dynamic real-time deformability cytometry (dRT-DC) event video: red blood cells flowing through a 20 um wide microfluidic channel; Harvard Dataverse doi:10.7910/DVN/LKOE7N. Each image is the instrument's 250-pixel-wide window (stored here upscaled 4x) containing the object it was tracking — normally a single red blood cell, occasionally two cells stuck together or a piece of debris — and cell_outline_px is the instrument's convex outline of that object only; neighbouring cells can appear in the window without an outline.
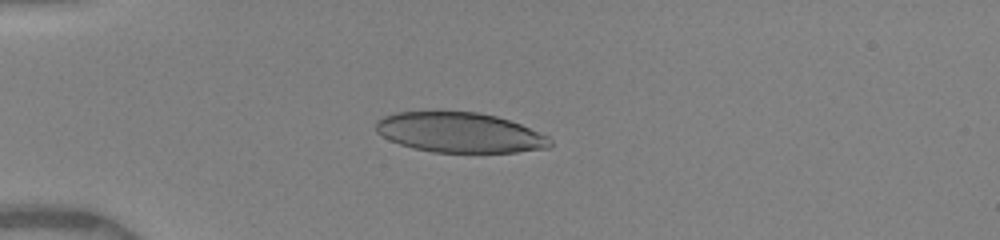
{"species": "human", "species_latin": "Homo sapiens", "temperature_condition": "warm", "stored_images_in_passage": 36, "camera_frame_rate_fps": 3000, "um_per_image_px": 0.085, "donor": {"sex": "female"}, "frame": {"image": 1, "passage_image": 10, "time_ms": 2.667, "image_size_px": [1000, 240], "cell_outline_px": [[552, 144], [548, 148], [516, 152], [432, 152], [412, 148], [388, 140], [376, 132], [376, 124], [384, 116], [396, 112], [476, 112], [496, 116], [520, 124], [548, 136], [552, 140]], "centroid_in_image_um": [39.07, 11.28], "position_along_channel_um": 45.9, "area_um2": 40.46}}
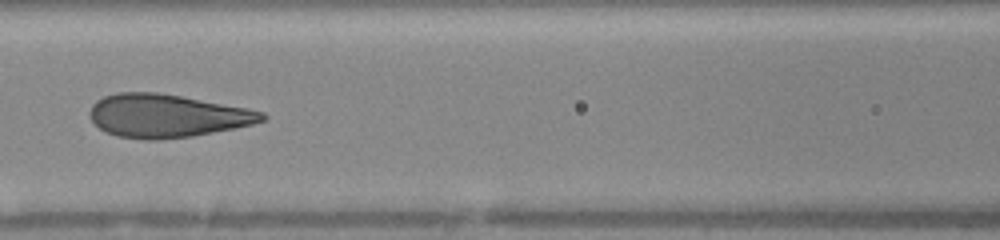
{"frame": {"image": 2, "passage_image": 23, "time_ms": 6.0, "image_size_px": [1000, 240], "cell_outline_px": [[268, 116], [264, 120], [252, 124], [192, 136], [156, 140], [144, 140], [116, 136], [100, 128], [92, 120], [92, 104], [96, 100], [104, 96], [116, 92], [156, 92], [180, 96], [248, 108], [264, 112]], "centroid_in_image_um": [14.19, 9.84], "position_along_channel_um": 152.4, "area_um2": 42.95}}
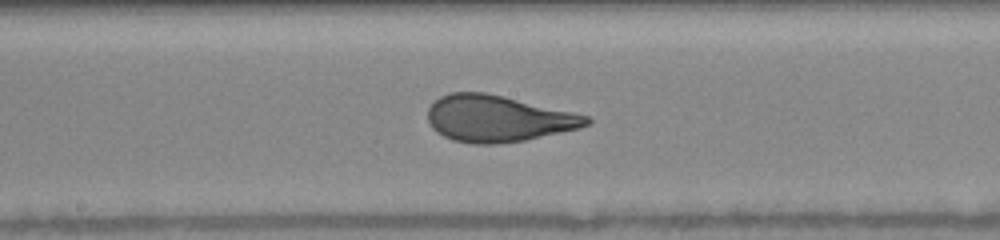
{"frame": {"image": 3, "passage_image": 29, "time_ms": 7.333, "image_size_px": [1000, 240], "cell_outline_px": [[592, 120], [588, 124], [580, 128], [524, 140], [492, 144], [472, 144], [452, 140], [436, 132], [432, 128], [428, 120], [428, 108], [440, 96], [448, 92], [484, 92], [572, 112], [588, 116]], "centroid_in_image_um": [42.27, 10.08], "position_along_channel_um": 205.9, "area_um2": 42.6}}